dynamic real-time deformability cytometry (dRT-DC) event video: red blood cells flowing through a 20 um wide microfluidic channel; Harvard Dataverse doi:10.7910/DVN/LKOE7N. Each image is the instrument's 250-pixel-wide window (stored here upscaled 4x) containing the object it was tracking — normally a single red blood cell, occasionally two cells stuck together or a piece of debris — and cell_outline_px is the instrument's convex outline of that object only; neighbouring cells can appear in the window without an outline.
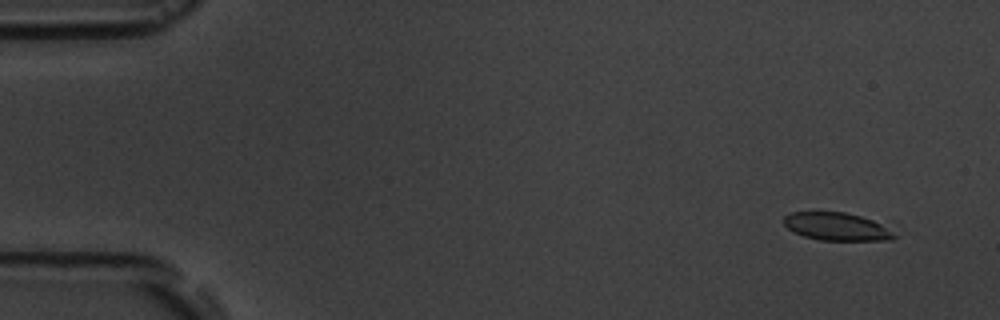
{"species": "common noctule bat (a hibernating species)", "species_latin": "Nyctalus noctula", "temperature_condition": "room temperature", "stored_images_in_passage": 5, "camera_frame_rate_fps": 3000, "um_per_image_px": 0.085, "animal": {"sex": "male", "body_mass_g": 19.5, "forearm_length_mm": 54.6}, "frame": {"image": 1, "passage_image": 1, "time_ms": 0.0, "image_size_px": [1000, 320], "cell_outline_px": [[896, 236], [892, 240], [820, 240], [804, 236], [788, 228], [784, 224], [784, 216], [792, 212], [844, 212], [860, 216], [872, 220], [880, 224]], "centroid_in_image_um": [71.08, 19.26], "position_along_channel_um": 13.9, "area_um2": 17.51}}